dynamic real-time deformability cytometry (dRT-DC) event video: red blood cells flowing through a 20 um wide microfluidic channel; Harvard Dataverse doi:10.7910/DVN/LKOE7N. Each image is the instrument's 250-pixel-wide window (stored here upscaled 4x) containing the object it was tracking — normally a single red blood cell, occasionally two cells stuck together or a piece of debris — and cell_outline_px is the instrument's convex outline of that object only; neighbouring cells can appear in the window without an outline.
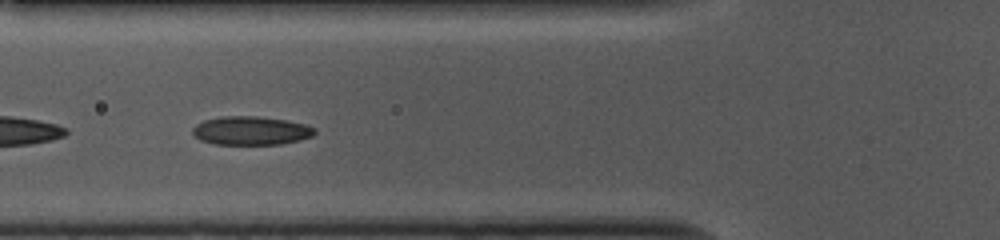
{"species": "common noctule bat (a hibernating species)", "species_latin": "Nyctalus noctula", "temperature_condition": "cold", "stored_images_in_passage": 38, "camera_frame_rate_fps": 3000, "um_per_image_px": 0.085, "animal": {"sex": "female", "body_mass_g": 10.0, "forearm_length_mm": 53.1}, "frame": {"image": 1, "passage_image": 18, "time_ms": 5.667, "image_size_px": [1000, 240], "cell_outline_px": [[316, 132], [312, 136], [300, 140], [280, 144], [216, 144], [200, 140], [192, 132], [192, 128], [196, 124], [204, 120], [224, 116], [256, 116], [288, 120], [304, 124], [316, 128]], "centroid_in_image_um": [21.35, 11.1], "position_along_channel_um": 104.5, "area_um2": 20.35}}
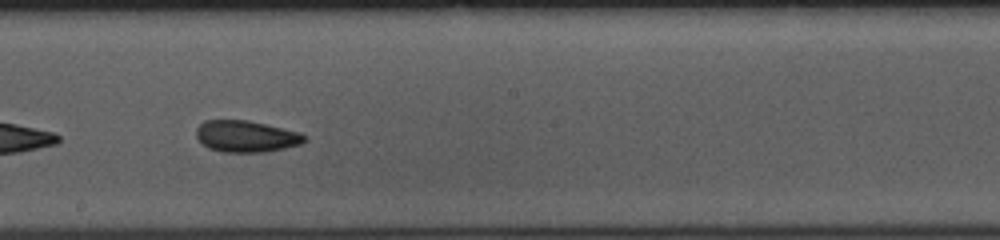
{"frame": {"image": 2, "passage_image": 28, "time_ms": 9.0, "image_size_px": [1000, 240], "cell_outline_px": [[308, 140], [300, 144], [284, 148], [264, 152], [220, 152], [208, 148], [196, 136], [196, 128], [204, 120], [248, 120], [300, 132], [308, 136]], "centroid_in_image_um": [20.94, 11.59], "position_along_channel_um": 227.3, "area_um2": 20.0}}
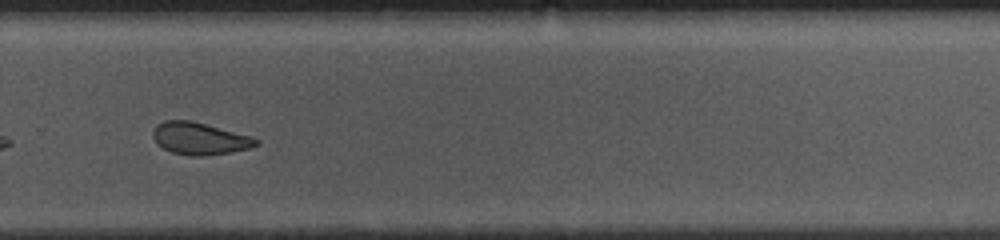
{"frame": {"image": 3, "passage_image": 35, "time_ms": 11.333, "image_size_px": [1000, 240], "cell_outline_px": [[260, 144], [248, 148], [228, 152], [200, 156], [188, 156], [172, 152], [156, 144], [152, 136], [152, 132], [156, 124], [164, 120], [192, 120], [252, 136], [260, 140]], "centroid_in_image_um": [16.94, 11.76], "position_along_channel_um": 312.9, "area_um2": 19.48}}